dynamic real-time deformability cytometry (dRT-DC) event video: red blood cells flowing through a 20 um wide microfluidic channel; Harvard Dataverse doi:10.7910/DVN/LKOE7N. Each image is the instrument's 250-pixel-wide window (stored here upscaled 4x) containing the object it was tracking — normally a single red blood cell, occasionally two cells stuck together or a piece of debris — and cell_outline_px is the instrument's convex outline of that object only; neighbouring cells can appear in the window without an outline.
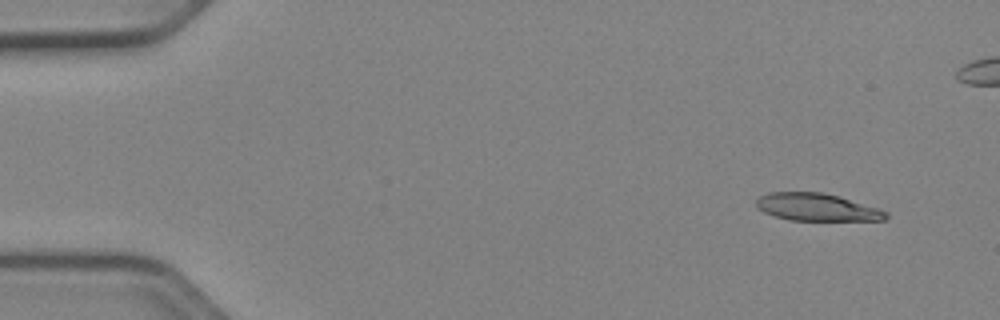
{"species": "Egyptian fruit bat (a non-hibernating species)", "species_latin": "Rousettus aegyptiacus", "temperature_condition": "cold", "stored_images_in_passage": 49, "camera_frame_rate_fps": 3000, "um_per_image_px": 0.085, "animal": {"sex": "female"}, "frame": {"image": 1, "passage_image": 1, "time_ms": 0.0, "image_size_px": [1000, 320], "cell_outline_px": [[888, 220], [788, 220], [764, 212], [756, 208], [756, 200], [760, 196], [768, 192], [824, 192], [840, 196], [888, 212]], "centroid_in_image_um": [69.41, 17.6], "position_along_channel_um": 15.6, "area_um2": 20.75}}
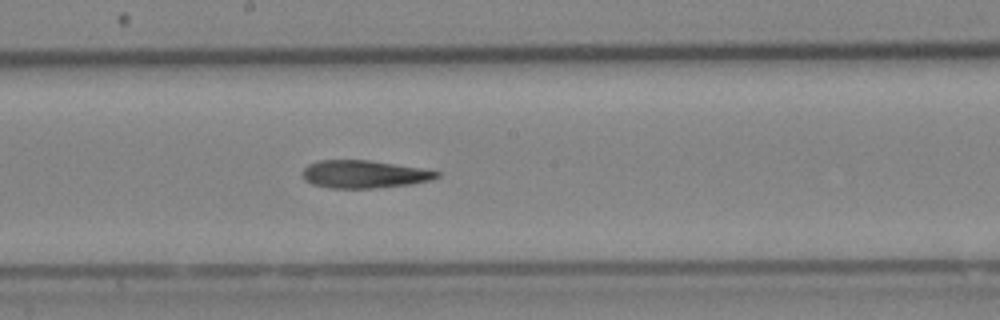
{"frame": {"image": 2, "passage_image": 25, "time_ms": 8.0, "image_size_px": [1000, 320], "cell_outline_px": [[440, 176], [428, 180], [412, 184], [372, 188], [332, 188], [312, 184], [304, 180], [300, 172], [308, 164], [316, 160], [368, 160], [420, 168], [440, 172]], "centroid_in_image_um": [30.88, 14.8], "position_along_channel_um": 217.3, "area_um2": 21.68}}
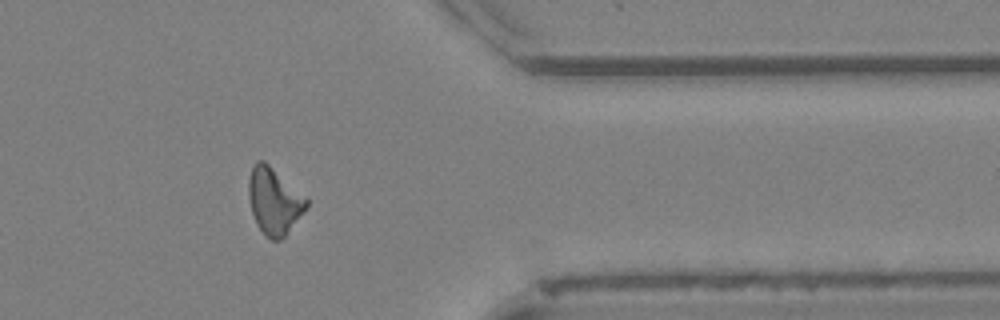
{"frame": {"image": 3, "passage_image": 39, "time_ms": 12.667, "image_size_px": [1000, 320], "cell_outline_px": [[308, 204], [304, 212], [284, 236], [280, 240], [272, 240], [260, 228], [252, 212], [248, 196], [248, 180], [252, 164], [256, 160], [264, 160], [308, 196]], "centroid_in_image_um": [23.32, 17.01], "position_along_channel_um": 388.1, "area_um2": 22.54}}